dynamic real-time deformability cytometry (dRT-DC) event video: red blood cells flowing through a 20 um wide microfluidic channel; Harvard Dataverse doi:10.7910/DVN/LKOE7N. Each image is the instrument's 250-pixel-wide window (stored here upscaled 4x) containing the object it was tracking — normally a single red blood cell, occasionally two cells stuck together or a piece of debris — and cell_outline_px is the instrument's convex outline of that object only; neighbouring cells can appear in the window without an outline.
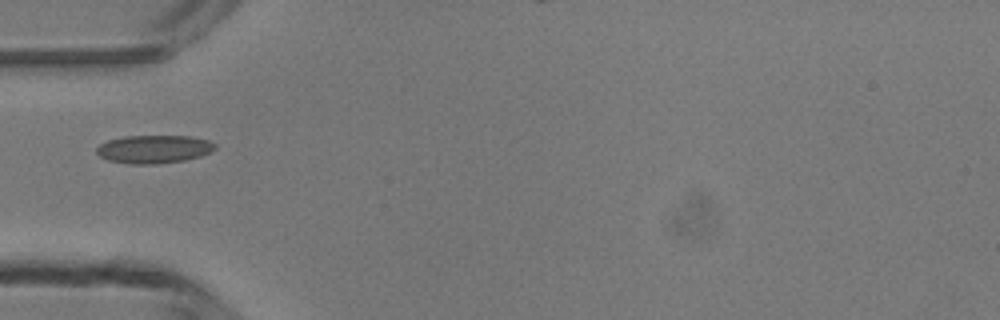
{"species": "common noctule bat (a hibernating species)", "species_latin": "Nyctalus noctula", "temperature_condition": "room temperature", "stored_images_in_passage": 28, "camera_frame_rate_fps": 3000, "um_per_image_px": 0.085, "animal": {"sex": "male", "body_mass_g": 13.3}, "frame": {"image": 1, "passage_image": 1, "time_ms": 0.0, "image_size_px": [1000, 320], "cell_outline_px": [[216, 148], [200, 156], [184, 160], [156, 164], [128, 164], [108, 160], [100, 156], [96, 152], [96, 148], [100, 144], [108, 140], [124, 136], [188, 136], [208, 140], [216, 144]], "centroid_in_image_um": [13.05, 12.68], "position_along_channel_um": 71.9, "area_um2": 19.36}}